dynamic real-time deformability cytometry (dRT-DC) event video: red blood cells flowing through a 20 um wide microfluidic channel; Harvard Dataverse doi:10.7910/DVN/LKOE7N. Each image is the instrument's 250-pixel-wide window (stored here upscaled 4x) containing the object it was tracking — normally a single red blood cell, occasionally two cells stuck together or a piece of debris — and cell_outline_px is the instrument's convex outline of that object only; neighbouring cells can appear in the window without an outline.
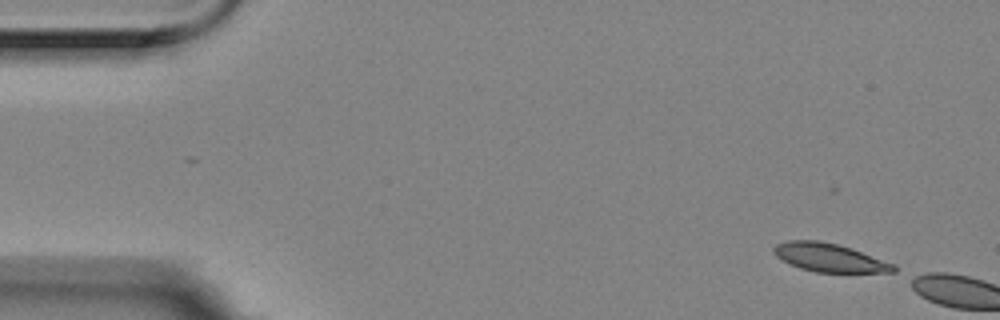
{"species": "Egyptian fruit bat (a non-hibernating species)", "species_latin": "Rousettus aegyptiacus", "temperature_condition": "room temperature", "stored_images_in_passage": 3, "camera_frame_rate_fps": 3000, "um_per_image_px": 0.085, "animal": {"sex": "female"}, "frame": {"image": 1, "passage_image": 1, "time_ms": 0.0, "image_size_px": [1000, 320], "cell_outline_px": [[896, 272], [816, 272], [800, 268], [776, 256], [772, 252], [772, 248], [776, 244], [788, 240], [816, 240], [836, 244], [852, 248], [896, 264]], "centroid_in_image_um": [70.52, 21.89], "position_along_channel_um": 14.5, "area_um2": 19.77}}